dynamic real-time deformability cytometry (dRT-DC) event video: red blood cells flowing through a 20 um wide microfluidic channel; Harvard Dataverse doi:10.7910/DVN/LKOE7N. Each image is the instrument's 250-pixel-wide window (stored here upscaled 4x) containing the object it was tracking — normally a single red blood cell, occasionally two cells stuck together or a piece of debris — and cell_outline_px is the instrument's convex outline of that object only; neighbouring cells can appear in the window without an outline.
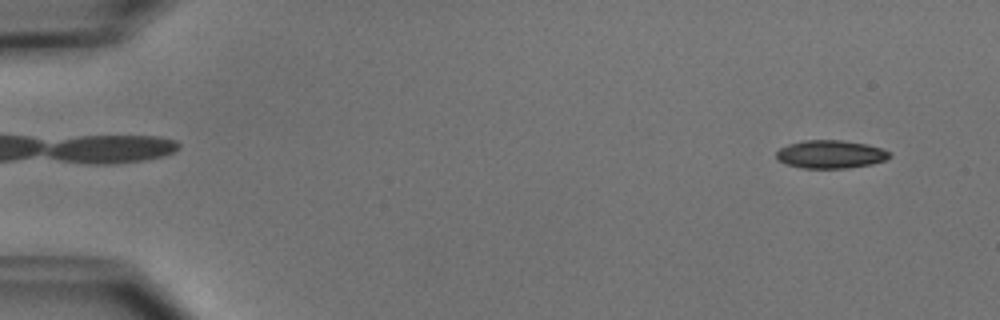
{"species": "common noctule bat (a hibernating species)", "species_latin": "Nyctalus noctula", "temperature_condition": "cold", "stored_images_in_passage": 2, "camera_frame_rate_fps": 3000, "um_per_image_px": 0.085, "animal": {"sex": "male", "body_mass_g": 15.6}, "frame": {"image": 1, "passage_image": 2, "time_ms": 1.333, "image_size_px": [1000, 320], "cell_outline_px": [[892, 156], [888, 160], [872, 164], [848, 168], [804, 168], [784, 164], [776, 156], [776, 152], [780, 148], [788, 144], [804, 140], [840, 140], [868, 144], [892, 152]], "centroid_in_image_um": [70.64, 13.11], "position_along_channel_um": 14.4, "area_um2": 18.73}}